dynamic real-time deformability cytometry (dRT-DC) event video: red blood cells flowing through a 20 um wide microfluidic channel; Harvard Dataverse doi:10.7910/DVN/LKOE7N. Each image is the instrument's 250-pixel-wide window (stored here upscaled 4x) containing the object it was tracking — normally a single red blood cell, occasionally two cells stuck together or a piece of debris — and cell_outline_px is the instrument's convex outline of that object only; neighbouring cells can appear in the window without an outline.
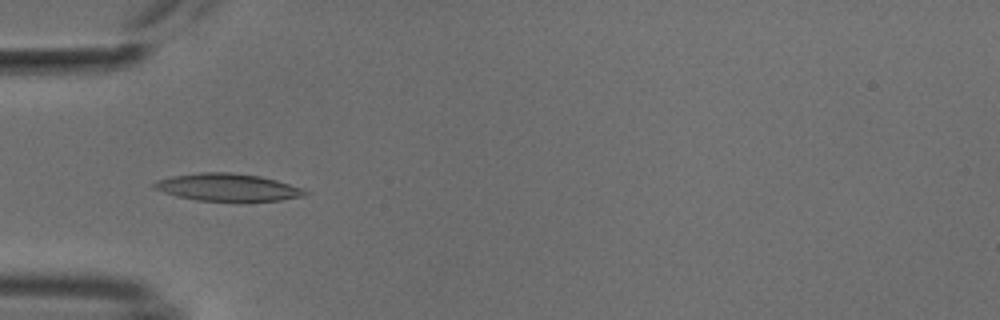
{"species": "common noctule bat (a hibernating species)", "species_latin": "Nyctalus noctula", "temperature_condition": "cold", "stored_images_in_passage": 52, "camera_frame_rate_fps": 3000, "um_per_image_px": 0.085, "animal": {"sex": "male", "body_mass_g": 18.8}, "frame": {"image": 1, "passage_image": 16, "time_ms": 5.0, "image_size_px": [1000, 320], "cell_outline_px": [[312, 192], [304, 196], [280, 200], [196, 200], [176, 196], [152, 188], [152, 184], [156, 180], [172, 176], [200, 172], [228, 172], [260, 176], [276, 180]], "centroid_in_image_um": [19.31, 15.91], "position_along_channel_um": 65.7, "area_um2": 23.81}}
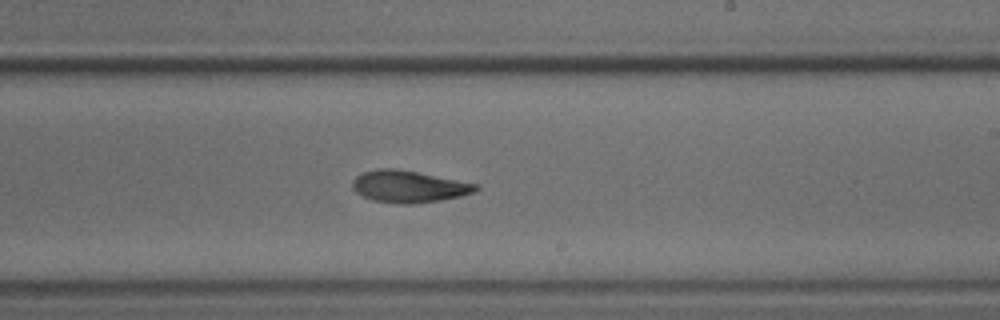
{"frame": {"image": 2, "passage_image": 31, "time_ms": 10.0, "image_size_px": [1000, 320], "cell_outline_px": [[480, 188], [472, 192], [460, 196], [440, 200], [412, 204], [400, 204], [372, 200], [356, 192], [352, 188], [352, 180], [356, 176], [364, 172], [376, 168], [396, 168], [480, 184]], "centroid_in_image_um": [34.73, 15.85], "position_along_channel_um": 254.3, "area_um2": 22.95}}
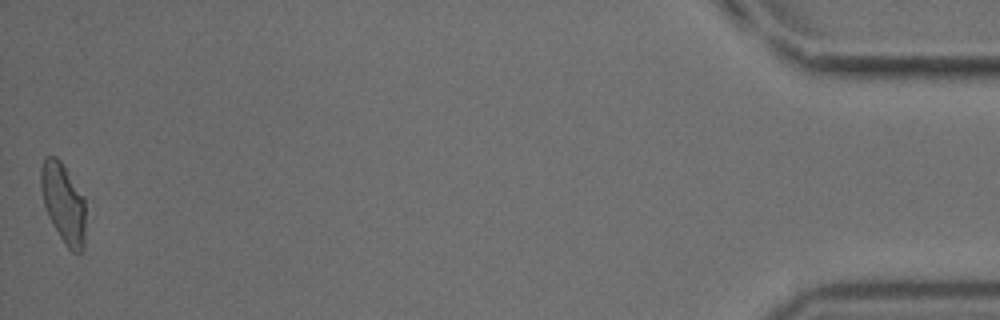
{"frame": {"image": 3, "passage_image": 52, "time_ms": 17.0, "image_size_px": [1000, 320], "cell_outline_px": [[84, 248], [80, 252], [72, 252], [64, 244], [52, 224], [48, 216], [44, 204], [40, 188], [40, 168], [44, 156], [56, 156], [60, 160], [84, 196]], "centroid_in_image_um": [5.36, 17.24], "position_along_channel_um": 429.8, "area_um2": 20.87}, "authors_computed_cell_mechanics": {"area_um2": 22.5998, "velocity_mm_per_s": 3.7877, "shape_relaxation_time_tau1_ms": 3.4405, "shape_relaxation_time_tau2_ms": 3.0704, "deformation_change_tau1": 0.1668, "deformation_change_tau2": 0.0997}}